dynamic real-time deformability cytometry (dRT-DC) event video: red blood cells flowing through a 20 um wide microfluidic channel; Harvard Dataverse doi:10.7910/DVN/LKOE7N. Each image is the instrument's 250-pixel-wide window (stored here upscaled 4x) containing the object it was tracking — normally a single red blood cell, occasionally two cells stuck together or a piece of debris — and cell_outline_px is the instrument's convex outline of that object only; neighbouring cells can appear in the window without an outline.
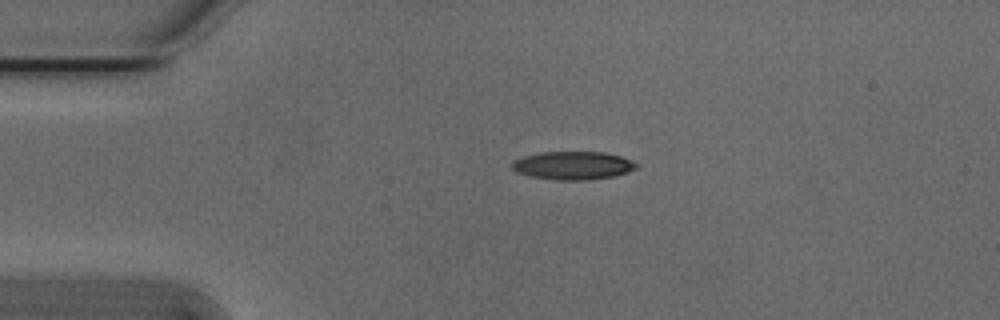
{"species": "Egyptian fruit bat (a non-hibernating species)", "species_latin": "Rousettus aegyptiacus", "temperature_condition": "cold", "stored_images_in_passage": 30, "camera_frame_rate_fps": 3000, "um_per_image_px": 0.085, "animal": {"sex": "male"}, "frame": {"image": 1, "passage_image": 1, "time_ms": 0.0, "image_size_px": [1000, 320], "cell_outline_px": [[636, 168], [628, 172], [612, 176], [588, 180], [556, 180], [528, 176], [516, 172], [512, 168], [512, 164], [516, 160], [524, 156], [540, 152], [604, 152], [620, 156], [632, 160], [636, 164]], "centroid_in_image_um": [48.69, 14.07], "position_along_channel_um": 36.3, "area_um2": 20.35}}
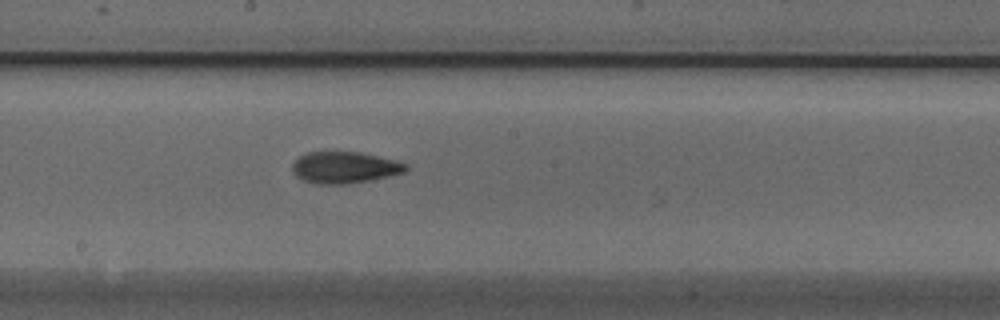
{"frame": {"image": 2, "passage_image": 18, "time_ms": 5.667, "image_size_px": [1000, 320], "cell_outline_px": [[408, 168], [404, 172], [388, 176], [348, 184], [316, 184], [304, 180], [296, 176], [292, 172], [292, 164], [300, 156], [308, 152], [360, 152], [396, 160], [408, 164]], "centroid_in_image_um": [29.28, 14.23], "position_along_channel_um": 218.9, "area_um2": 20.81}}
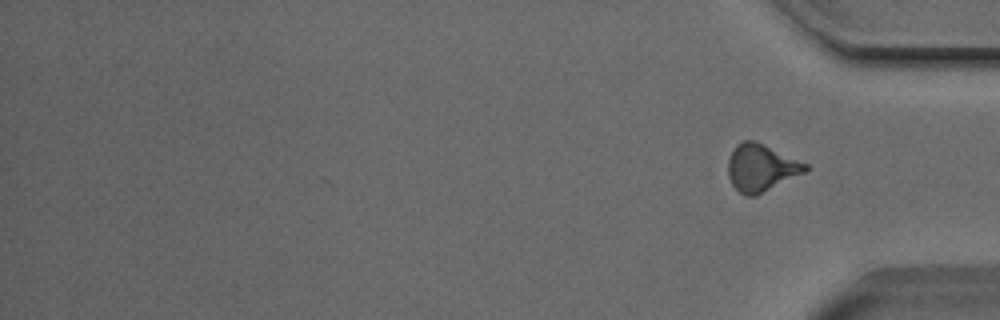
{"frame": {"image": 3, "passage_image": 30, "time_ms": 9.667, "image_size_px": [1000, 320], "cell_outline_px": [[808, 168], [804, 172], [756, 196], [744, 196], [732, 184], [728, 176], [728, 160], [736, 144], [744, 140], [756, 140], [808, 164]], "centroid_in_image_um": [64.67, 14.25], "position_along_channel_um": 370.5, "area_um2": 21.15}, "authors_computed_cell_mechanics": {"area_um2": 20.8369, "velocity_mm_per_s": 3.8378, "shape_relaxation_time_tau1_ms": 3.3471, "shape_relaxation_time_tau2_ms": 3.1881, "deformation_change_tau1": 0.1218, "deformation_change_tau2": 0.114}}